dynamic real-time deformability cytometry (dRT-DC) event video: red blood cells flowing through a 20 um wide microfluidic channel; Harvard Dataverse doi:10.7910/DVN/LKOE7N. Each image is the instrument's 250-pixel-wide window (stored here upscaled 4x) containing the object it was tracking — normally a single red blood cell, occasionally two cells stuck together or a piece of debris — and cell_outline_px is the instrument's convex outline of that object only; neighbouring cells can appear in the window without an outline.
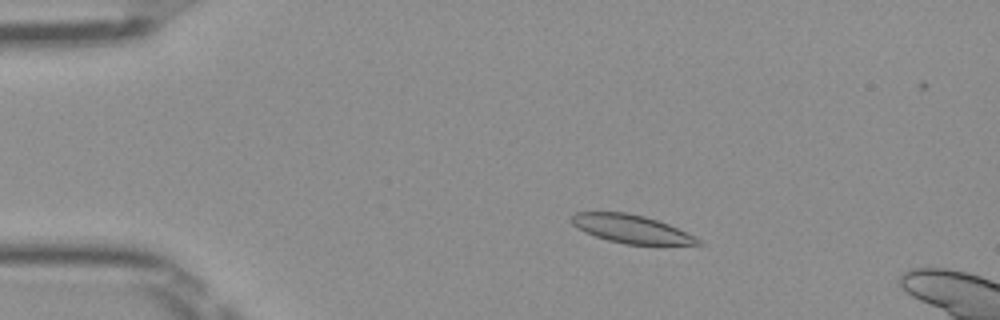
{"species": "Egyptian fruit bat (a non-hibernating species)", "species_latin": "Rousettus aegyptiacus", "temperature_condition": "room temperature", "stored_images_in_passage": 12, "camera_frame_rate_fps": 3000, "um_per_image_px": 0.085, "frame": {"image": 1, "passage_image": 7, "time_ms": 2.0, "image_size_px": [1000, 320], "cell_outline_px": [[704, 244], [656, 248], [624, 244], [608, 240], [584, 232], [576, 228], [572, 224], [572, 216], [576, 212], [628, 212], [644, 216], [668, 224], [700, 240]], "centroid_in_image_um": [53.72, 19.52], "position_along_channel_um": 31.3, "area_um2": 21.56}}